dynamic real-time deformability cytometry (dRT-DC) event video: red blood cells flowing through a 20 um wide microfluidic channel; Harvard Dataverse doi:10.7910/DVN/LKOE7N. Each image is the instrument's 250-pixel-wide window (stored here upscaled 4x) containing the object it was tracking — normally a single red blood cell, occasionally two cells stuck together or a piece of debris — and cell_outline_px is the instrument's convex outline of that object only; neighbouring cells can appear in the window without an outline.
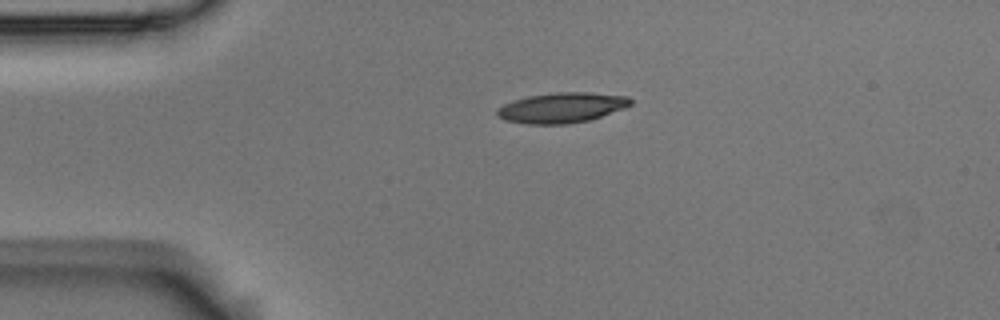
{"species": "Egyptian fruit bat (a non-hibernating species)", "species_latin": "Rousettus aegyptiacus", "temperature_condition": "room temperature", "stored_images_in_passage": 43, "camera_frame_rate_fps": 3000, "um_per_image_px": 0.085, "animal": {"sex": "male"}, "frame": {"image": 1, "passage_image": 1, "time_ms": 0.0, "image_size_px": [1000, 320], "cell_outline_px": [[632, 104], [624, 108], [588, 120], [568, 124], [524, 124], [504, 120], [496, 116], [496, 108], [504, 104], [528, 96], [556, 92], [588, 92], [628, 96], [632, 100]], "centroid_in_image_um": [47.72, 9.15], "position_along_channel_um": 37.3, "area_um2": 23.52}}
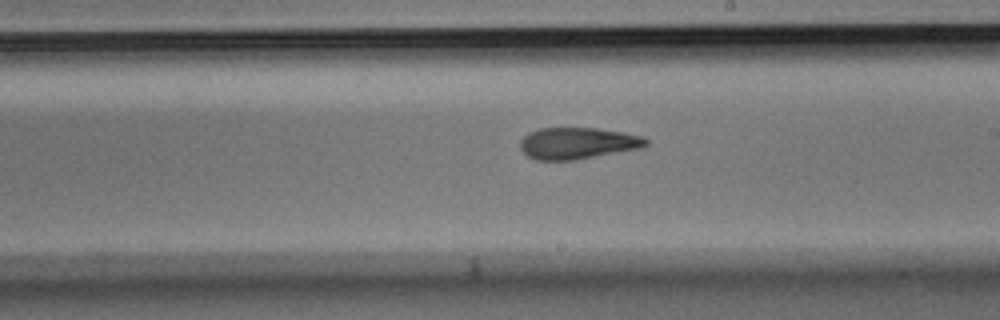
{"frame": {"image": 2, "passage_image": 20, "time_ms": 6.333, "image_size_px": [1000, 320], "cell_outline_px": [[648, 144], [640, 148], [576, 160], [536, 160], [528, 156], [520, 148], [520, 140], [528, 132], [540, 128], [596, 128], [624, 132], [644, 136], [648, 140]], "centroid_in_image_um": [49.1, 12.17], "position_along_channel_um": 239.9, "area_um2": 23.24}}
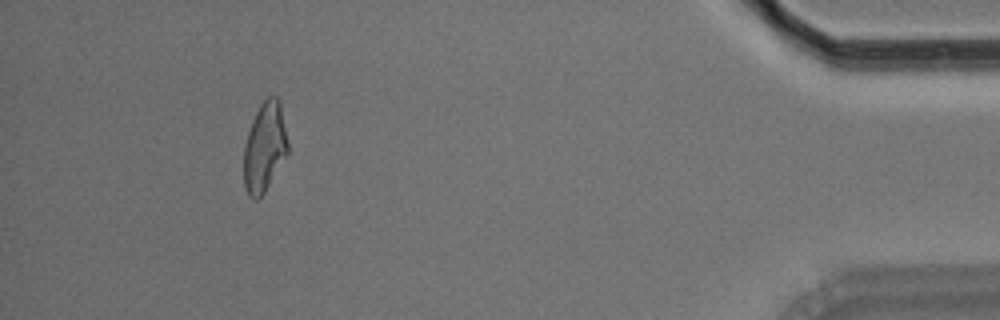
{"frame": {"image": 3, "passage_image": 39, "time_ms": 12.667, "image_size_px": [1000, 320], "cell_outline_px": [[288, 152], [264, 192], [256, 200], [248, 196], [244, 188], [244, 144], [252, 120], [260, 104], [268, 96], [276, 96], [280, 100], [288, 140]], "centroid_in_image_um": [22.49, 12.48], "position_along_channel_um": 412.7, "area_um2": 22.95}, "authors_computed_cell_mechanics": {"area_um2": 23.3512, "velocity_mm_per_s": 3.7017, "shape_relaxation_time_tau1_ms": null, "shape_relaxation_time_tau2_ms": 2.7013, "deformation_change_tau1": null, "deformation_change_tau2": 0.1083}}